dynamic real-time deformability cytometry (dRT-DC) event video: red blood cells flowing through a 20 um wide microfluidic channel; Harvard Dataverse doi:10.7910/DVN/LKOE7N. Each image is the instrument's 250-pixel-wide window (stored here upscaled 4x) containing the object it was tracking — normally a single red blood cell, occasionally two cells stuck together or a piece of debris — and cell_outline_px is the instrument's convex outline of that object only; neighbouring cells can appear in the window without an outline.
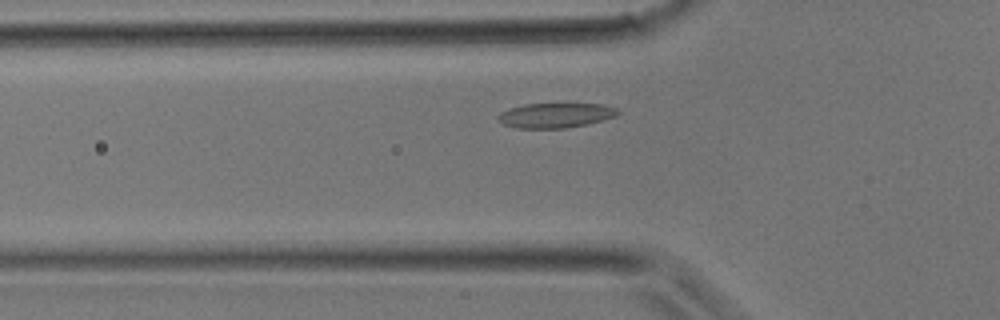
{"species": "common noctule bat (a hibernating species)", "species_latin": "Nyctalus noctula", "temperature_condition": "room temperature", "stored_images_in_passage": 30, "camera_frame_rate_fps": 3000, "um_per_image_px": 0.085, "animal": {"sex": "male", "body_mass_g": 17.9}, "frame": {"image": 1, "passage_image": 6, "time_ms": 1.667, "image_size_px": [1000, 320], "cell_outline_px": [[620, 112], [616, 116], [604, 120], [588, 124], [568, 128], [516, 128], [504, 124], [496, 120], [496, 116], [500, 112], [508, 108], [524, 104], [604, 104], [620, 108]], "centroid_in_image_um": [47.23, 9.8], "position_along_channel_um": 78.6, "area_um2": 17.63}}
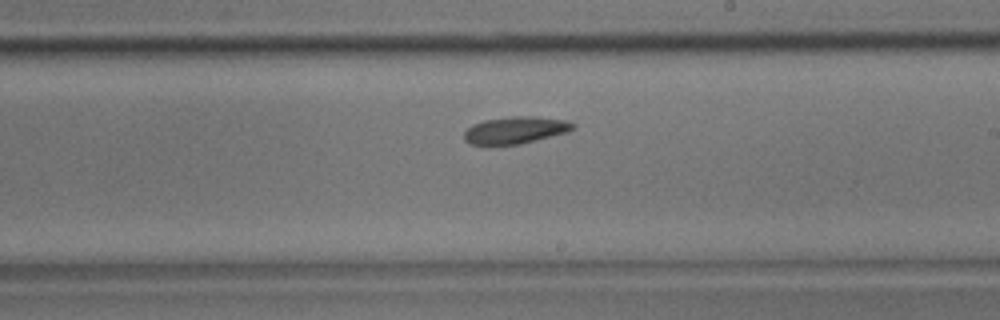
{"frame": {"image": 2, "passage_image": 15, "time_ms": 4.667, "image_size_px": [1000, 320], "cell_outline_px": [[576, 128], [568, 132], [520, 144], [488, 148], [472, 144], [464, 140], [464, 132], [472, 124], [484, 120], [512, 116], [532, 116], [564, 120], [576, 124]], "centroid_in_image_um": [43.75, 11.1], "position_along_channel_um": 245.2, "area_um2": 17.74}}
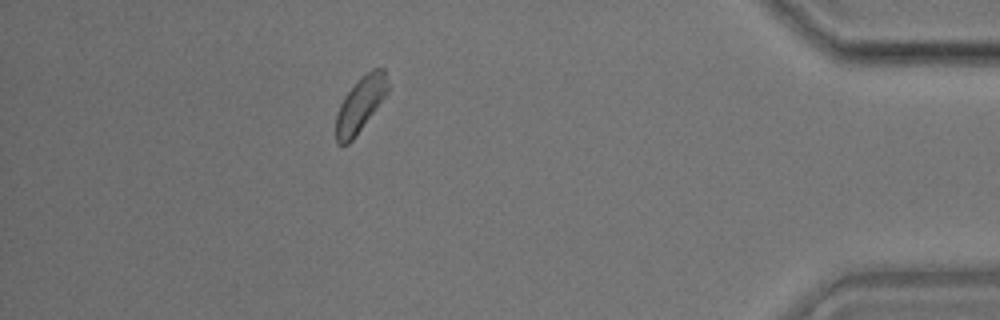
{"frame": {"image": 3, "passage_image": 26, "time_ms": 8.333, "image_size_px": [1000, 320], "cell_outline_px": [[388, 92], [356, 136], [348, 144], [336, 144], [336, 116], [340, 104], [344, 96], [356, 80], [372, 68], [384, 68], [388, 84]], "centroid_in_image_um": [30.62, 8.86], "position_along_channel_um": 404.6, "area_um2": 16.59}}